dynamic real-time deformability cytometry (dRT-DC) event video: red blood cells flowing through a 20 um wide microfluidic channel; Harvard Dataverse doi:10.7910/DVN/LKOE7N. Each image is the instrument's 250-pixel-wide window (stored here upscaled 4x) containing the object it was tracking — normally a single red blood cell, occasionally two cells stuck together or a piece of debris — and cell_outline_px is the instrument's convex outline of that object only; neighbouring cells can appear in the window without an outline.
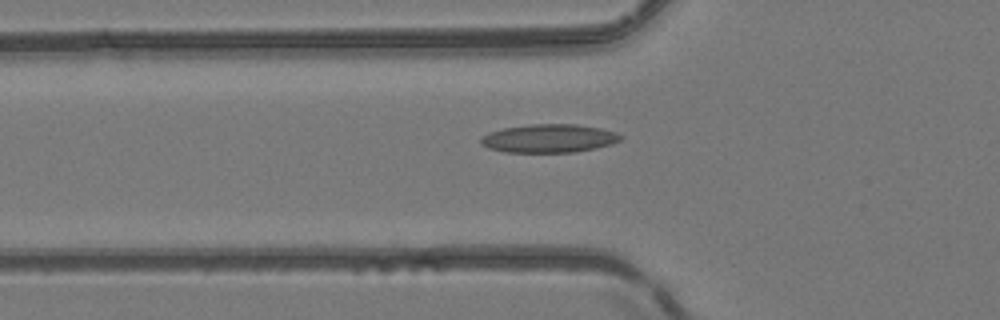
{"species": "common noctule bat (a hibernating species)", "species_latin": "Nyctalus noctula", "temperature_condition": "room temperature", "stored_images_in_passage": 46, "camera_frame_rate_fps": 3000, "um_per_image_px": 0.085, "animal": {"sex": "female", "body_mass_g": 24.6, "forearm_length_mm": 56.2}, "frame": {"image": 1, "passage_image": 18, "time_ms": 5.667, "image_size_px": [1000, 320], "cell_outline_px": [[624, 136], [620, 140], [612, 144], [596, 148], [572, 152], [504, 152], [488, 148], [480, 144], [480, 136], [504, 128], [528, 124], [576, 124], [600, 128], [616, 132]], "centroid_in_image_um": [46.66, 11.76], "position_along_channel_um": 79.1, "area_um2": 23.18}}
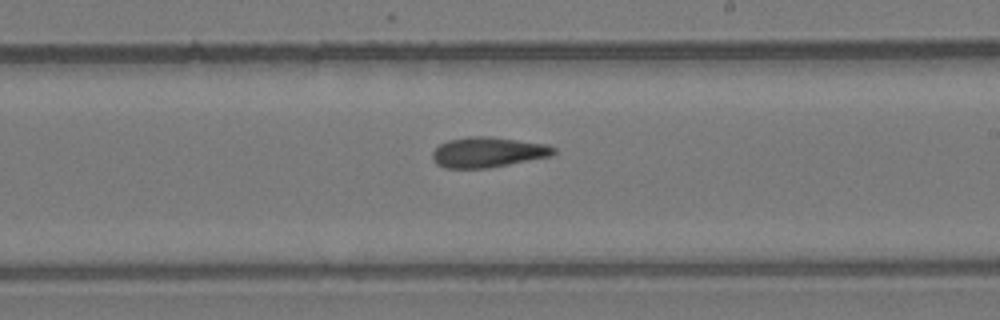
{"frame": {"image": 2, "passage_image": 30, "time_ms": 9.667, "image_size_px": [1000, 320], "cell_outline_px": [[556, 152], [552, 156], [488, 168], [444, 168], [436, 164], [432, 156], [432, 152], [440, 144], [448, 140], [468, 136], [488, 136], [548, 144], [556, 148]], "centroid_in_image_um": [41.48, 12.93], "position_along_channel_um": 247.5, "area_um2": 21.5}}
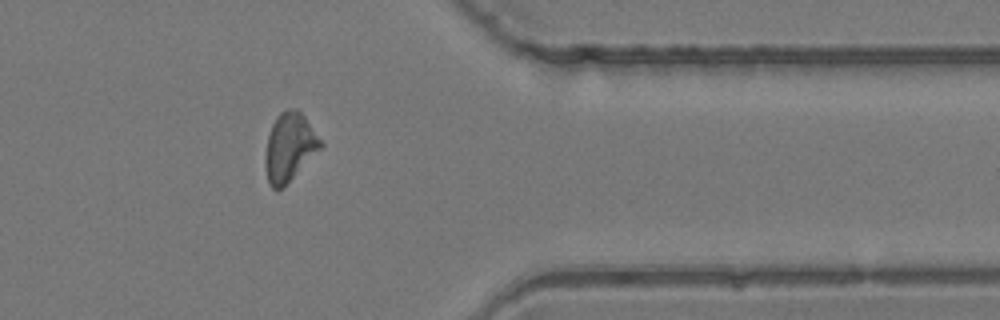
{"frame": {"image": 3, "passage_image": 41, "time_ms": 13.333, "image_size_px": [1000, 320], "cell_outline_px": [[324, 144], [284, 188], [276, 192], [272, 188], [268, 180], [264, 160], [268, 136], [272, 124], [276, 116], [280, 112], [288, 108], [296, 108], [304, 116]], "centroid_in_image_um": [24.59, 12.52], "position_along_channel_um": 386.8, "area_um2": 22.02}}